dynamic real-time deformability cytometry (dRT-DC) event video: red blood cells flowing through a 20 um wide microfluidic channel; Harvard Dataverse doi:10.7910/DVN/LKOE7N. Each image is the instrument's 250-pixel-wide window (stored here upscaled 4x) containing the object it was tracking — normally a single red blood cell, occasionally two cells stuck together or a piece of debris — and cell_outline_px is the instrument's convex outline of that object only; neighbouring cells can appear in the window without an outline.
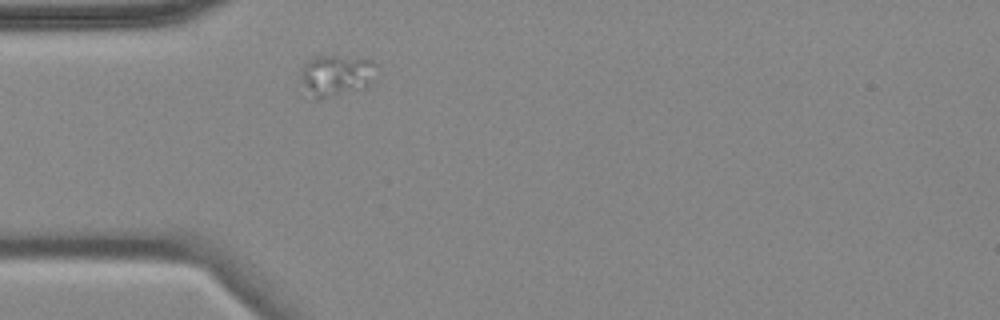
{"species": "common noctule bat (a hibernating species)", "species_latin": "Nyctalus noctula", "temperature_condition": "cold", "stored_images_in_passage": 1, "camera_frame_rate_fps": 3000, "um_per_image_px": 0.085, "animal": {"sex": "female", "body_mass_g": 18.4}, "frame": {"image": 1, "passage_image": 1, "time_ms": 0.0, "image_size_px": [1000, 320], "cell_outline_px": [[376, 80], [364, 88], [328, 96], [316, 96], [300, 76], [300, 72], [304, 64], [308, 60], [316, 56], [336, 56], [372, 60], [376, 64]], "centroid_in_image_um": [28.69, 6.34], "position_along_channel_um": 56.3, "area_um2": 17.4}}